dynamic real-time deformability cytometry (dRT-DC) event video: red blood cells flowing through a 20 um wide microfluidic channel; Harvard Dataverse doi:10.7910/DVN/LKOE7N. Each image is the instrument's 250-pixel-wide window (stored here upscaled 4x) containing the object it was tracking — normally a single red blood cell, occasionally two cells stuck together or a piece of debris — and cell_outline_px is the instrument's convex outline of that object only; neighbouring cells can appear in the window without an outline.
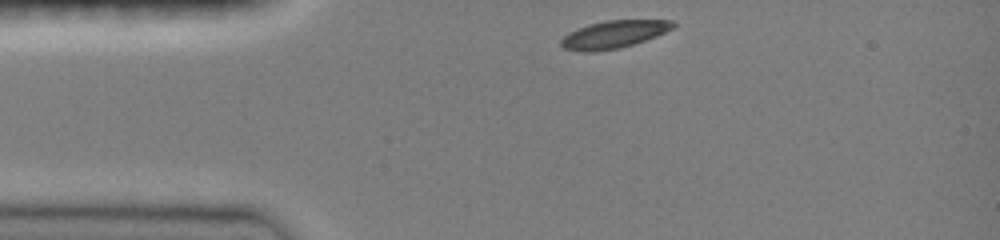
{"species": "common noctule bat (a hibernating species)", "species_latin": "Nyctalus noctula", "temperature_condition": "room temperature", "stored_images_in_passage": 33, "camera_frame_rate_fps": 3000, "um_per_image_px": 0.085, "animal": {"sex": "female", "body_mass_g": 19.0, "forearm_length_mm": 51.5}, "frame": {"image": 1, "passage_image": 1, "time_ms": 0.0, "image_size_px": [1000, 240], "cell_outline_px": [[676, 24], [672, 28], [656, 36], [620, 48], [592, 52], [584, 52], [564, 48], [560, 44], [560, 40], [568, 32], [576, 28], [588, 24], [604, 20], [672, 20]], "centroid_in_image_um": [52.12, 2.91], "position_along_channel_um": 32.9, "area_um2": 17.98}}
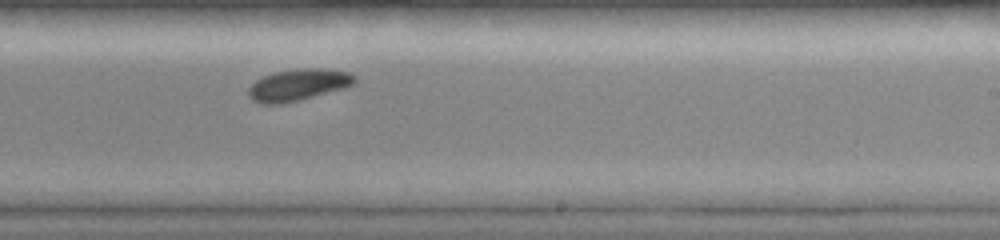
{"frame": {"image": 2, "passage_image": 21, "time_ms": 6.667, "image_size_px": [1000, 240], "cell_outline_px": [[356, 80], [352, 84], [344, 88], [280, 104], [264, 104], [252, 100], [248, 96], [248, 88], [256, 80], [264, 76], [276, 72], [296, 68], [320, 68], [348, 72], [356, 76]], "centroid_in_image_um": [25.32, 7.2], "position_along_channel_um": 263.7, "area_um2": 19.31}}
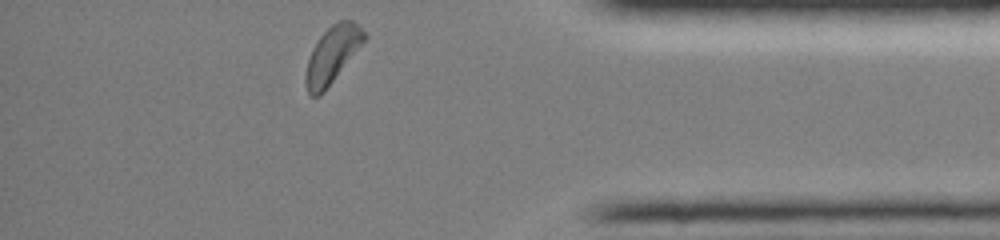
{"frame": {"image": 3, "passage_image": 33, "time_ms": 10.667, "image_size_px": [1000, 240], "cell_outline_px": [[368, 36], [324, 92], [320, 96], [312, 96], [308, 92], [304, 80], [304, 76], [308, 60], [312, 48], [320, 36], [332, 24], [340, 20], [352, 20]], "centroid_in_image_um": [28.21, 4.66], "position_along_channel_um": 407.0, "area_um2": 19.02}, "authors_computed_cell_mechanics": {"area_um2": 19.2474, "velocity_mm_per_s": 3.9595, "shape_relaxation_time_tau1_ms": 1.9146, "shape_relaxation_time_tau2_ms": null, "deformation_change_tau1": 0.113, "deformation_change_tau2": null}}